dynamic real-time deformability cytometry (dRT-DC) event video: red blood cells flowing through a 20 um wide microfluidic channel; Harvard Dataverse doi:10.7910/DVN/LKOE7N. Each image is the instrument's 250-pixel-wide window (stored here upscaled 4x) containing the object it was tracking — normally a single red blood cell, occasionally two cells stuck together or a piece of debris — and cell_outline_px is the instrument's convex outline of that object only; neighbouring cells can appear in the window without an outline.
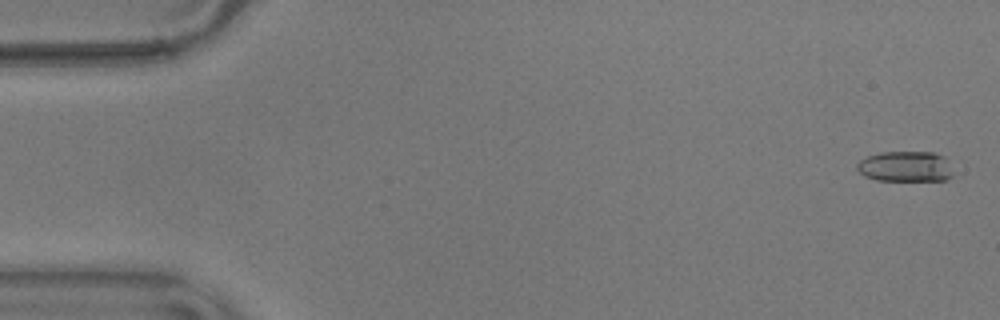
{"species": "common noctule bat (a hibernating species)", "species_latin": "Nyctalus noctula", "temperature_condition": "warm", "stored_images_in_passage": 56, "camera_frame_rate_fps": 3000, "um_per_image_px": 0.085, "animal": {"sex": "male", "body_mass_g": 17.9}, "frame": {"image": 1, "passage_image": 2, "time_ms": 0.333, "image_size_px": [1000, 320], "cell_outline_px": [[952, 176], [944, 180], [876, 180], [864, 176], [856, 168], [856, 164], [860, 160], [868, 156], [880, 152], [932, 152], [944, 156], [952, 172]], "centroid_in_image_um": [76.93, 14.15], "position_along_channel_um": 8.1, "area_um2": 16.99}}
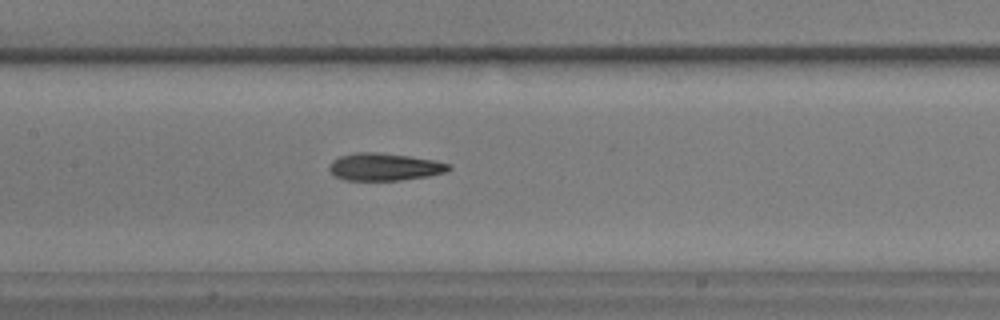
{"frame": {"image": 2, "passage_image": 27, "time_ms": 8.667, "image_size_px": [1000, 320], "cell_outline_px": [[452, 168], [448, 172], [428, 176], [400, 180], [344, 180], [336, 176], [328, 168], [332, 160], [340, 156], [356, 152], [376, 152], [408, 156], [432, 160], [452, 164]], "centroid_in_image_um": [32.7, 14.18], "position_along_channel_um": 174.7, "area_um2": 19.07}}
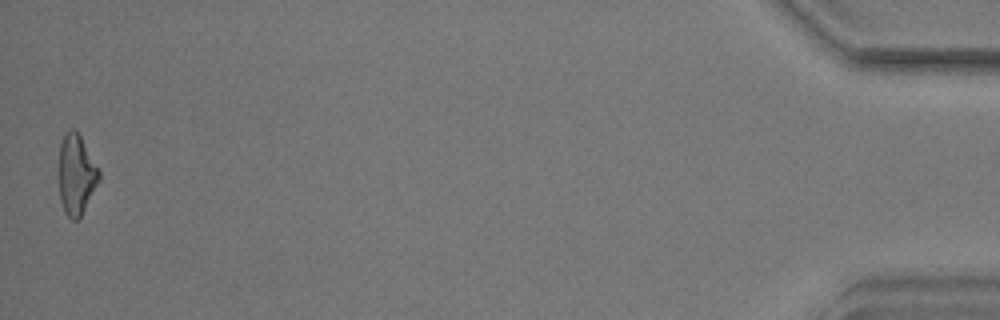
{"frame": {"image": 3, "passage_image": 56, "time_ms": 18.333, "image_size_px": [1000, 320], "cell_outline_px": [[100, 180], [80, 216], [76, 220], [72, 220], [64, 212], [60, 200], [60, 144], [68, 128], [76, 128], [100, 172]], "centroid_in_image_um": [6.49, 14.82], "position_along_channel_um": 428.7, "area_um2": 18.44}, "authors_computed_cell_mechanics": {"area_um2": 18.8428, "velocity_mm_per_s": 3.6053, "shape_relaxation_time_tau1_ms": 5.3415, "shape_relaxation_time_tau2_ms": 3.5599, "deformation_change_tau1": 0.1807, "deformation_change_tau2": 0.1418}}